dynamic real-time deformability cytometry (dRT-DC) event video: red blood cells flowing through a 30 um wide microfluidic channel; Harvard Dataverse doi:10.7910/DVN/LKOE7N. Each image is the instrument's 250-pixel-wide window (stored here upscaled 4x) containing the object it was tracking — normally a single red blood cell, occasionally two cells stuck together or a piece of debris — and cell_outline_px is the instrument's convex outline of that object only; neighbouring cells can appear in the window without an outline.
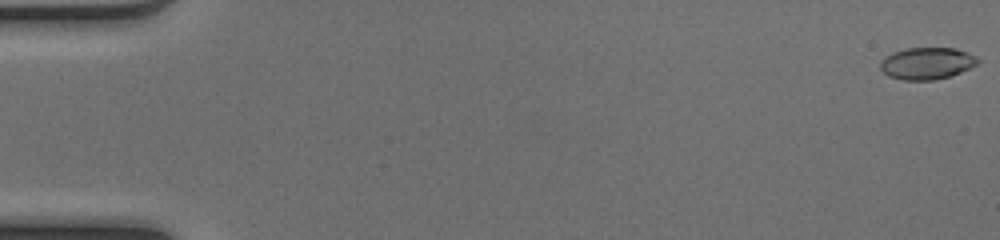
{"species": "common noctule bat (a hibernating species)", "species_latin": "Nyctalus noctula", "temperature_condition": "cold", "stored_images_in_passage": 51, "camera_frame_rate_fps": 3000, "um_per_image_px": 0.085, "animal": {"sex": "female", "body_mass_g": 17.0, "forearm_length_mm": 48.0}, "frame": {"image": 1, "passage_image": 1, "time_ms": 0.0, "image_size_px": [1000, 240], "cell_outline_px": [[980, 60], [976, 64], [960, 72], [948, 76], [932, 80], [904, 80], [888, 76], [880, 68], [880, 64], [892, 52], [908, 48], [956, 48], [968, 52], [976, 56]], "centroid_in_image_um": [78.8, 5.38], "position_along_channel_um": 6.2, "area_um2": 17.86}}
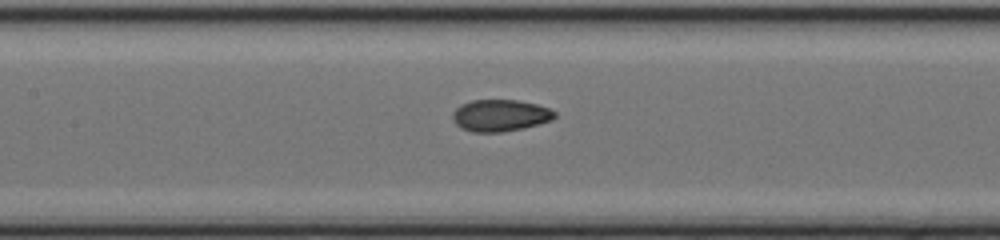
{"frame": {"image": 2, "passage_image": 25, "time_ms": 8.0, "image_size_px": [1000, 240], "cell_outline_px": [[556, 116], [552, 120], [524, 128], [504, 132], [472, 132], [460, 128], [456, 124], [452, 116], [456, 108], [460, 104], [472, 100], [516, 100], [536, 104], [548, 108], [556, 112]], "centroid_in_image_um": [42.51, 9.82], "position_along_channel_um": 164.9, "area_um2": 18.96}}
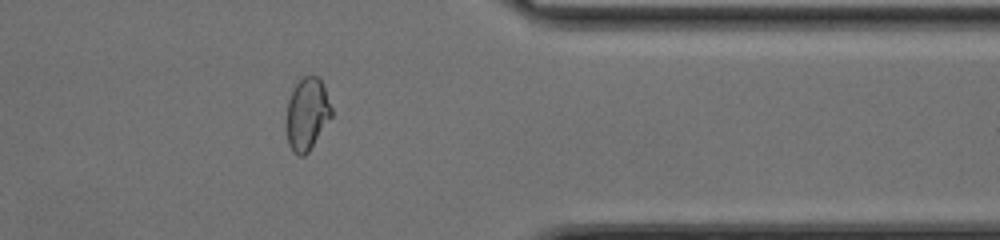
{"frame": {"image": 3, "passage_image": 42, "time_ms": 13.667, "image_size_px": [1000, 240], "cell_outline_px": [[332, 116], [308, 152], [304, 156], [296, 156], [288, 144], [288, 100], [296, 84], [304, 76], [316, 76], [320, 80], [324, 88], [332, 108]], "centroid_in_image_um": [26.12, 9.71], "position_along_channel_um": 385.3, "area_um2": 18.5}, "authors_computed_cell_mechanics": {"area_um2": 18.785, "velocity_mm_per_s": 4.1297, "shape_relaxation_time_tau1_ms": 9.3477, "shape_relaxation_time_tau2_ms": 0.9651, "deformation_change_tau1": 0.2266, "deformation_change_tau2": 0.0493}}